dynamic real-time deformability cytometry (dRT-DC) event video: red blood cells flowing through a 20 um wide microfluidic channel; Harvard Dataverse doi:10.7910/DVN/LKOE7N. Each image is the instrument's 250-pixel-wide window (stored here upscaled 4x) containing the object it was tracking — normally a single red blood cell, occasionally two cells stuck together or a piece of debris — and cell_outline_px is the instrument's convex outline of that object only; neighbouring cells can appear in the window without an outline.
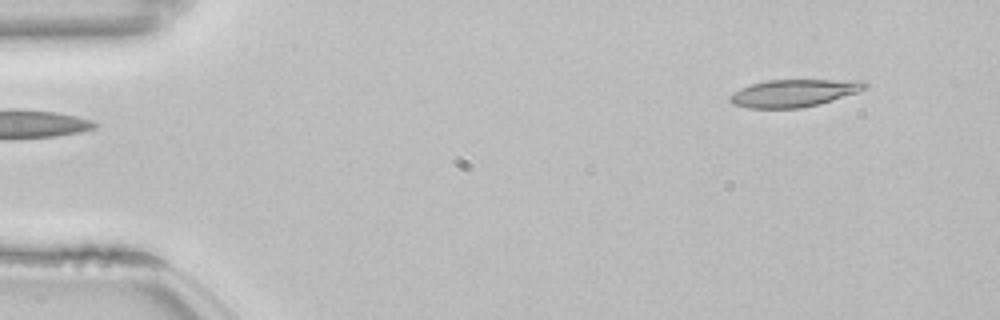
{"species": "common noctule bat (a hibernating species)", "species_latin": "Nyctalus noctula", "temperature_condition": "room temperature", "stored_images_in_passage": 49, "camera_frame_rate_fps": 3000, "um_per_image_px": 0.085, "animal": {"sex": "female", "body_mass_g": 22.7, "forearm_length_mm": 54.2}, "frame": {"image": 1, "passage_image": 1, "time_ms": 0.0, "image_size_px": [1000, 320], "cell_outline_px": [[868, 88], [860, 92], [832, 100], [800, 108], [748, 108], [732, 104], [728, 100], [728, 96], [740, 88], [752, 84], [768, 80], [864, 80], [868, 84]], "centroid_in_image_um": [67.5, 7.9], "position_along_channel_um": 17.5, "area_um2": 21.68}}
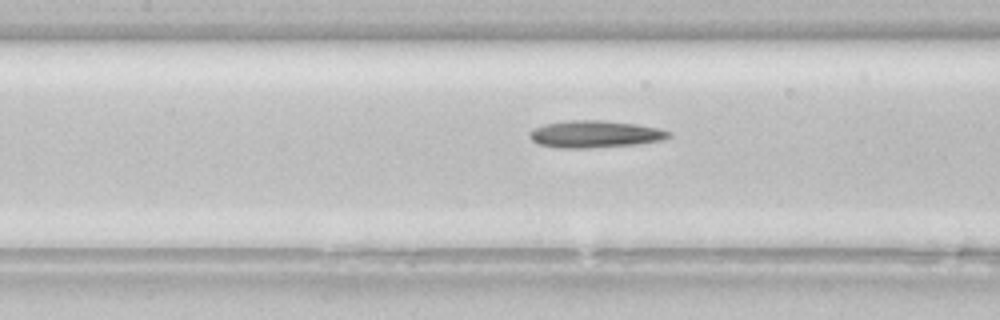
{"frame": {"image": 2, "passage_image": 20, "time_ms": 6.333, "image_size_px": [1000, 320], "cell_outline_px": [[672, 136], [664, 140], [636, 144], [588, 148], [560, 148], [540, 144], [532, 140], [528, 136], [528, 132], [532, 128], [544, 124], [568, 120], [604, 120], [636, 124], [660, 128], [672, 132]], "centroid_in_image_um": [50.58, 11.39], "position_along_channel_um": 156.8, "area_um2": 22.2}}
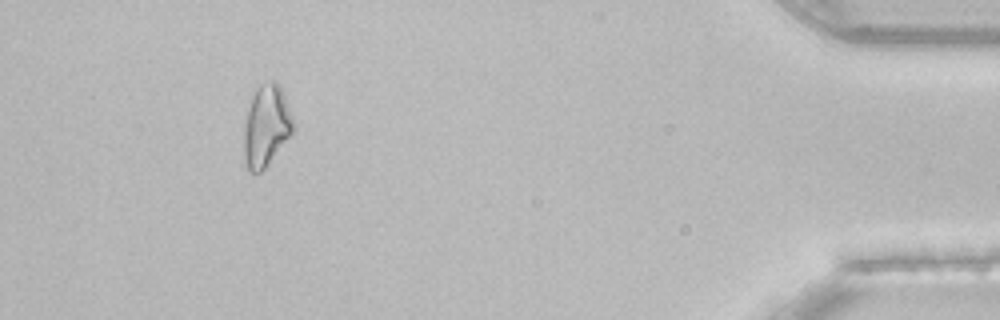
{"frame": {"image": 3, "passage_image": 45, "time_ms": 14.667, "image_size_px": [1000, 320], "cell_outline_px": [[296, 128], [268, 164], [260, 172], [248, 172], [244, 160], [244, 124], [248, 108], [252, 96], [256, 88], [260, 84], [272, 80], [276, 80], [280, 84], [292, 116]], "centroid_in_image_um": [22.63, 10.68], "position_along_channel_um": 412.6, "area_um2": 23.52}, "authors_computed_cell_mechanics": {"area_um2": 21.7328, "velocity_mm_per_s": 3.845, "shape_relaxation_time_tau1_ms": 8.3373, "shape_relaxation_time_tau2_ms": null, "deformation_change_tau1": 0.1794, "deformation_change_tau2": null}}